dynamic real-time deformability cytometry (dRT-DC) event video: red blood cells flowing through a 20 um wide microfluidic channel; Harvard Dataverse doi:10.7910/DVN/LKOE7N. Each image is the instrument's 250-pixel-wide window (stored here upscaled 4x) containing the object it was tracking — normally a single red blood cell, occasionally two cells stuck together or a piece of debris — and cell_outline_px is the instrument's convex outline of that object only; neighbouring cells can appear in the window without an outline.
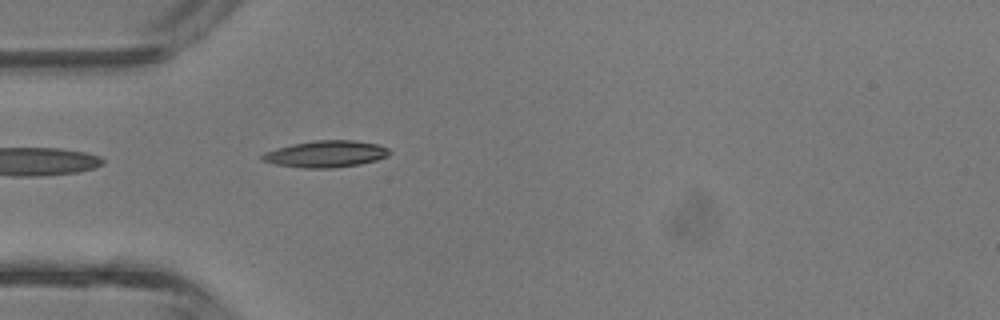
{"species": "common noctule bat (a hibernating species)", "species_latin": "Nyctalus noctula", "temperature_condition": "room temperature", "stored_images_in_passage": 4, "camera_frame_rate_fps": 3000, "um_per_image_px": 0.085, "animal": {"sex": "male", "body_mass_g": 13.3}, "frame": {"image": 1, "passage_image": 4, "time_ms": 1.0, "image_size_px": [1000, 320], "cell_outline_px": [[392, 152], [388, 156], [376, 160], [360, 164], [332, 168], [304, 168], [276, 164], [260, 160], [260, 156], [264, 152], [276, 148], [292, 144], [316, 140], [352, 140], [376, 144], [388, 148]], "centroid_in_image_um": [27.68, 13.09], "position_along_channel_um": 57.3, "area_um2": 19.77}}